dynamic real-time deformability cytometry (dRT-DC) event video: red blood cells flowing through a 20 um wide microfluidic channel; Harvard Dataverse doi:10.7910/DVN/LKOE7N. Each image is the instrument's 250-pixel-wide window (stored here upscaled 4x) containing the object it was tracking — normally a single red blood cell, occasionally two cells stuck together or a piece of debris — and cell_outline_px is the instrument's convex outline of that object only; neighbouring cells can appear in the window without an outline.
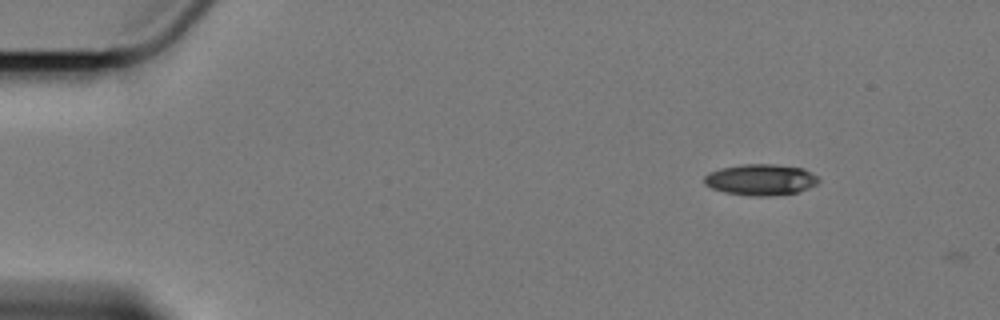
{"species": "Egyptian fruit bat (a non-hibernating species)", "species_latin": "Rousettus aegyptiacus", "temperature_condition": "cold", "stored_images_in_passage": 2, "camera_frame_rate_fps": 3000, "um_per_image_px": 0.085, "animal": {"sex": "female"}, "frame": {"image": 1, "passage_image": 1, "time_ms": 0.0, "image_size_px": [1000, 320], "cell_outline_px": [[820, 180], [816, 184], [808, 188], [796, 192], [768, 196], [752, 196], [724, 192], [712, 188], [704, 184], [704, 176], [708, 172], [720, 168], [740, 164], [776, 164], [804, 168], [820, 176]], "centroid_in_image_um": [64.67, 15.26], "position_along_channel_um": 20.3, "area_um2": 20.98}}